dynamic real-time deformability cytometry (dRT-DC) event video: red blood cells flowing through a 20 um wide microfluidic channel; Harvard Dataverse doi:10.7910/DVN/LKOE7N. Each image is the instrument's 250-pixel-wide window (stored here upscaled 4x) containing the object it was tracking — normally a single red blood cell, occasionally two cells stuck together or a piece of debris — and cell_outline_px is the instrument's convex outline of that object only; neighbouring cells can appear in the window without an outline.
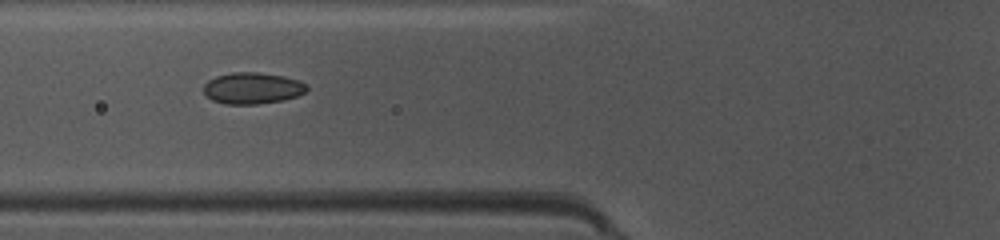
{"species": "common noctule bat (a hibernating species)", "species_latin": "Nyctalus noctula", "temperature_condition": "warm", "stored_images_in_passage": 17, "camera_frame_rate_fps": 3000, "um_per_image_px": 0.085, "animal": {"sex": "female", "body_mass_g": 10.0, "forearm_length_mm": 53.1}, "frame": {"image": 1, "passage_image": 6, "time_ms": 1.667, "image_size_px": [1000, 240], "cell_outline_px": [[308, 88], [304, 92], [296, 96], [284, 100], [260, 104], [224, 104], [212, 100], [204, 92], [204, 84], [208, 80], [216, 76], [232, 72], [256, 72], [284, 76], [300, 80]], "centroid_in_image_um": [21.44, 7.49], "position_along_channel_um": 104.4, "area_um2": 18.9}}